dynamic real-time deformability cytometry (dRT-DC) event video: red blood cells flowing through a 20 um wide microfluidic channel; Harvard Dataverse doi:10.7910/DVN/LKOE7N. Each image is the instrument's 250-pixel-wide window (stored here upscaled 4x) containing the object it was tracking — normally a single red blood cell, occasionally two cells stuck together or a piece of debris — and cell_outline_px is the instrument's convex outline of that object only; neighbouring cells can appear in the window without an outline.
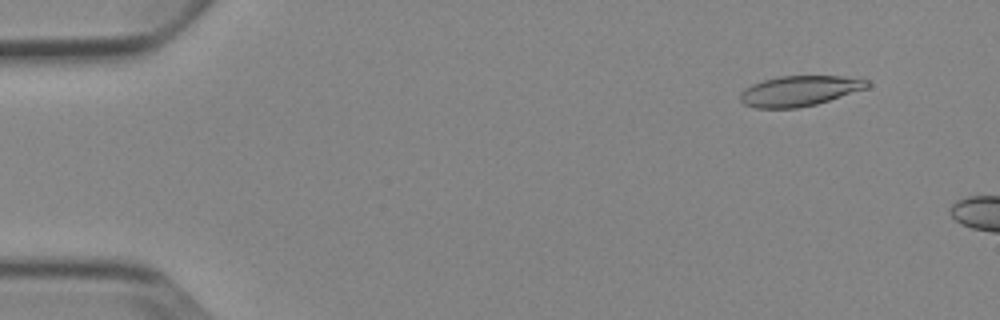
{"species": "Egyptian fruit bat (a non-hibernating species)", "species_latin": "Rousettus aegyptiacus", "temperature_condition": "cold", "stored_images_in_passage": 3, "camera_frame_rate_fps": 3000, "um_per_image_px": 0.085, "animal": {"sex": "female"}, "frame": {"image": 1, "passage_image": 2, "time_ms": 1.0, "image_size_px": [1000, 320], "cell_outline_px": [[872, 84], [868, 88], [816, 104], [796, 108], [756, 108], [744, 104], [740, 100], [740, 92], [744, 88], [752, 84], [764, 80], [780, 76], [840, 76], [868, 80]], "centroid_in_image_um": [67.95, 7.73], "position_along_channel_um": 17.1, "area_um2": 22.43}}